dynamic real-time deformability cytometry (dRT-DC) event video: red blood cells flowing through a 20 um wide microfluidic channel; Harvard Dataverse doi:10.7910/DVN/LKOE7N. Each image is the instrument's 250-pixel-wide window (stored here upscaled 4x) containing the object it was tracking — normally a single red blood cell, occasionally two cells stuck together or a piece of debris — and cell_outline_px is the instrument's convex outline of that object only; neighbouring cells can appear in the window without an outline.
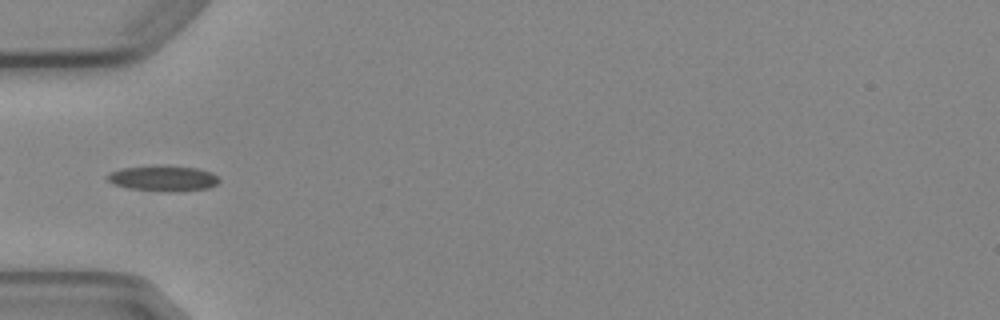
{"species": "Egyptian fruit bat (a non-hibernating species)", "species_latin": "Rousettus aegyptiacus", "temperature_condition": "cold", "stored_images_in_passage": 4, "camera_frame_rate_fps": 3000, "um_per_image_px": 0.085, "animal": {"sex": "female"}, "frame": {"image": 1, "passage_image": 4, "time_ms": 3.333, "image_size_px": [1000, 320], "cell_outline_px": [[220, 180], [216, 184], [208, 188], [128, 188], [112, 184], [108, 180], [108, 176], [112, 172], [124, 168], [196, 168], [212, 172]], "centroid_in_image_um": [13.87, 15.14], "position_along_channel_um": 71.1, "area_um2": 14.45}}